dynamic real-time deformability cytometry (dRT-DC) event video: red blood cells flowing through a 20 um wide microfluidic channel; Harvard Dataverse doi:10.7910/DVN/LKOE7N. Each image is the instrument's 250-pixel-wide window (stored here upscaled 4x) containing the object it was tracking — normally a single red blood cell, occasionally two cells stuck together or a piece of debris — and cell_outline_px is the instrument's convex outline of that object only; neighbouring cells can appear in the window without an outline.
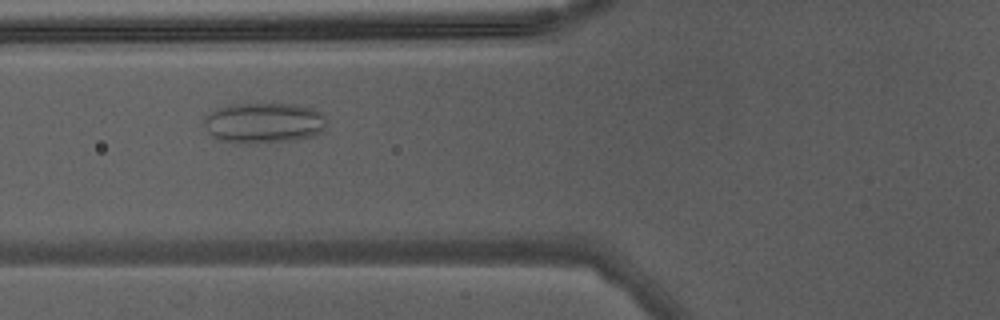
{"species": "Egyptian fruit bat (a non-hibernating species)", "species_latin": "Rousettus aegyptiacus", "temperature_condition": "warm", "stored_images_in_passage": 28, "camera_frame_rate_fps": 3000, "um_per_image_px": 0.085, "animal": {"sex": "male"}, "frame": {"image": 1, "passage_image": 5, "time_ms": 1.333, "image_size_px": [1000, 320], "cell_outline_px": [[328, 120], [324, 132], [316, 136], [296, 140], [240, 144], [216, 140], [208, 132], [204, 124], [204, 120], [216, 108], [232, 104], [296, 104], [312, 108], [320, 112]], "centroid_in_image_um": [22.47, 10.46], "position_along_channel_um": 103.3, "area_um2": 29.42}}
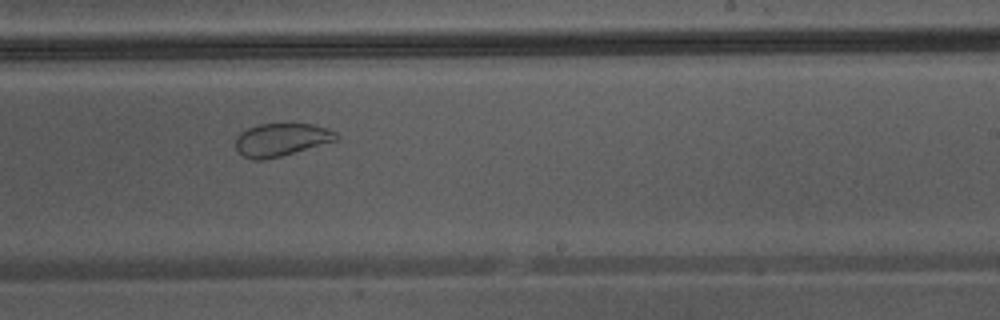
{"frame": {"image": 2, "passage_image": 16, "time_ms": 5.0, "image_size_px": [1000, 320], "cell_outline_px": [[340, 136], [336, 140], [280, 156], [260, 160], [252, 160], [244, 156], [236, 148], [236, 136], [240, 132], [248, 128], [260, 124], [312, 124], [328, 128], [336, 132]], "centroid_in_image_um": [23.9, 11.86], "position_along_channel_um": 265.1, "area_um2": 19.02}}